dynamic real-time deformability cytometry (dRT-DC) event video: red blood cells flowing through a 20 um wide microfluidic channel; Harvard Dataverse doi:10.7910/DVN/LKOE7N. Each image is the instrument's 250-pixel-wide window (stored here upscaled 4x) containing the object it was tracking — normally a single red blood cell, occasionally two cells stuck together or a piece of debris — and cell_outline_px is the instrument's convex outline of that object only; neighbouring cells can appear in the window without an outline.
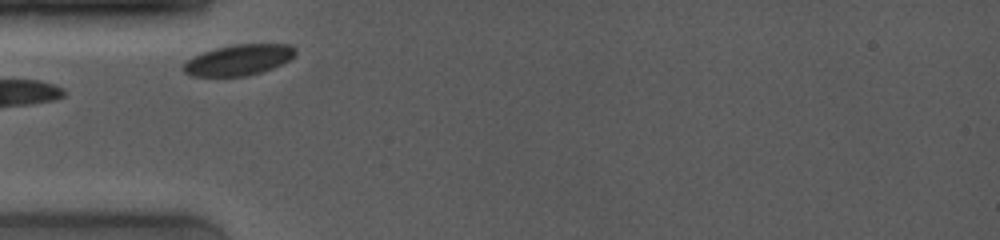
{"species": "common noctule bat (a hibernating species)", "species_latin": "Nyctalus noctula", "temperature_condition": "room temperature", "stored_images_in_passage": 31, "camera_frame_rate_fps": 4000, "um_per_image_px": 0.085, "animal": {"sex": "female", "body_mass_g": 19.0, "forearm_length_mm": 53.3}, "frame": {"image": 1, "passage_image": 1, "time_ms": 0.0, "image_size_px": [1000, 240], "cell_outline_px": [[296, 52], [288, 60], [272, 68], [260, 72], [244, 76], [192, 76], [184, 72], [184, 64], [192, 56], [216, 48], [232, 44], [288, 44], [296, 48]], "centroid_in_image_um": [20.28, 5.08], "position_along_channel_um": 64.7, "area_um2": 19.83}}
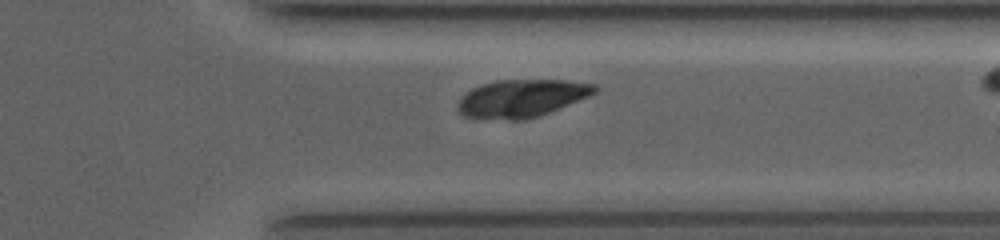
{"frame": {"image": 2, "passage_image": 26, "time_ms": 7.0, "image_size_px": [1000, 240], "cell_outline_px": [[600, 88], [596, 92], [588, 96], [540, 116], [524, 120], [508, 120], [464, 116], [456, 108], [456, 104], [472, 88], [496, 80], [564, 80], [596, 84]], "centroid_in_image_um": [44.36, 8.35], "position_along_channel_um": 367.0, "area_um2": 29.88}}